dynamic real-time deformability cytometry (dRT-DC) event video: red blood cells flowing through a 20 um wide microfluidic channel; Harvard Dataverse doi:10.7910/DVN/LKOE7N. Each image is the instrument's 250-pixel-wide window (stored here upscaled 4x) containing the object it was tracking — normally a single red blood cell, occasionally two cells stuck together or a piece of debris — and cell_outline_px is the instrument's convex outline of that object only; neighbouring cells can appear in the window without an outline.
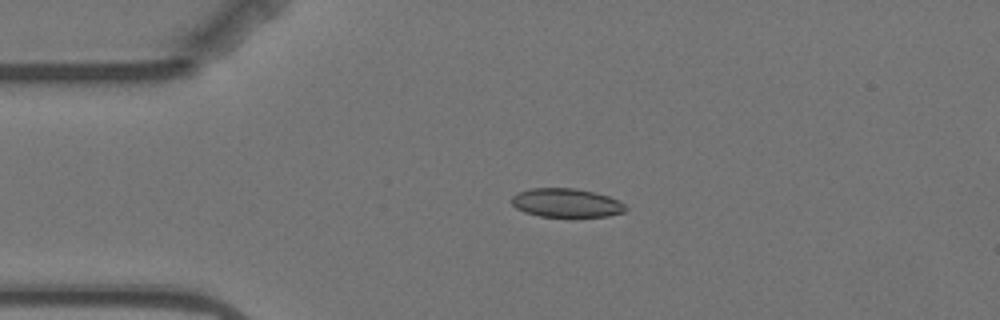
{"species": "Egyptian fruit bat (a non-hibernating species)", "species_latin": "Rousettus aegyptiacus", "temperature_condition": "warm", "stored_images_in_passage": 4, "camera_frame_rate_fps": 3000, "um_per_image_px": 0.085, "animal": {"sex": "female"}, "frame": {"image": 1, "passage_image": 2, "time_ms": 1.333, "image_size_px": [1000, 320], "cell_outline_px": [[628, 208], [624, 212], [608, 216], [540, 216], [524, 212], [516, 208], [512, 204], [512, 196], [520, 192], [532, 188], [576, 188], [608, 196], [624, 204]], "centroid_in_image_um": [48.13, 17.24], "position_along_channel_um": 36.9, "area_um2": 18.84}}